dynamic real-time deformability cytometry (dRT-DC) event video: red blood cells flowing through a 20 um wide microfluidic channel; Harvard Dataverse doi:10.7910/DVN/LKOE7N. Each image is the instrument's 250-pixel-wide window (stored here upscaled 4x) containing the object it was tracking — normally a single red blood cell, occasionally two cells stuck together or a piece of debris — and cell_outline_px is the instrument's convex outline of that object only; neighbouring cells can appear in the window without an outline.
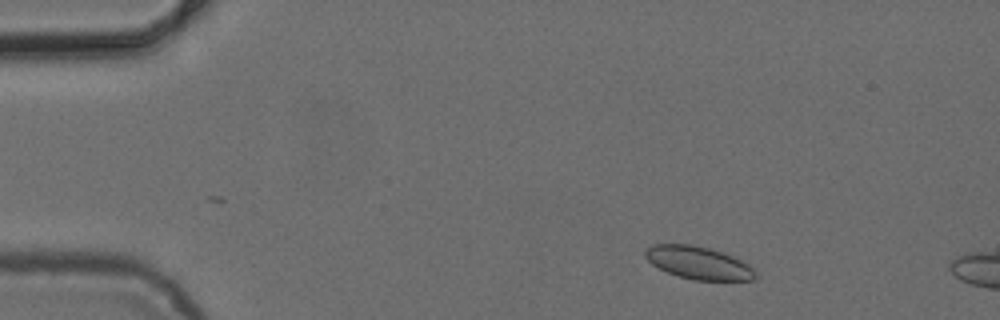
{"species": "common noctule bat (a hibernating species)", "species_latin": "Nyctalus noctula", "temperature_condition": "cold", "stored_images_in_passage": 3, "camera_frame_rate_fps": 3000, "um_per_image_px": 0.085, "animal": {"sex": "female", "body_mass_g": 24.6, "forearm_length_mm": 56.2}, "frame": {"image": 1, "passage_image": 1, "time_ms": 0.0, "image_size_px": [1000, 320], "cell_outline_px": [[756, 276], [752, 280], [692, 280], [668, 272], [652, 264], [644, 256], [644, 248], [652, 244], [692, 244], [708, 248], [732, 256], [756, 268]], "centroid_in_image_um": [59.35, 22.33], "position_along_channel_um": 25.6, "area_um2": 20.98}}